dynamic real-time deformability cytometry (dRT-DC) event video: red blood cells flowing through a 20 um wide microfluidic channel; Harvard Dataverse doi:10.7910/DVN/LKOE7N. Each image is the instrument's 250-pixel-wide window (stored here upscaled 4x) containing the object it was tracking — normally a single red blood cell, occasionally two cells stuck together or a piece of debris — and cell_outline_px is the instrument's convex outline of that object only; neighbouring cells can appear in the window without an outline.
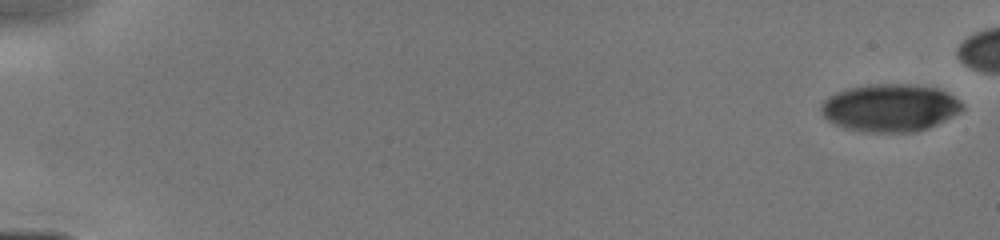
{"species": "human", "species_latin": "Homo sapiens", "temperature_condition": "cold", "stored_images_in_passage": 31, "camera_frame_rate_fps": 3000, "um_per_image_px": 0.085, "donor": {"sex": "male"}, "frame": {"image": 1, "passage_image": 1, "time_ms": 0.0, "image_size_px": [1000, 240], "cell_outline_px": [[964, 108], [960, 112], [928, 128], [916, 132], [864, 132], [844, 128], [828, 120], [820, 112], [820, 104], [828, 96], [836, 92], [848, 88], [876, 84], [908, 84], [936, 88], [948, 92], [960, 100], [964, 104]], "centroid_in_image_um": [75.65, 9.16], "position_along_channel_um": 9.4, "area_um2": 39.3}}